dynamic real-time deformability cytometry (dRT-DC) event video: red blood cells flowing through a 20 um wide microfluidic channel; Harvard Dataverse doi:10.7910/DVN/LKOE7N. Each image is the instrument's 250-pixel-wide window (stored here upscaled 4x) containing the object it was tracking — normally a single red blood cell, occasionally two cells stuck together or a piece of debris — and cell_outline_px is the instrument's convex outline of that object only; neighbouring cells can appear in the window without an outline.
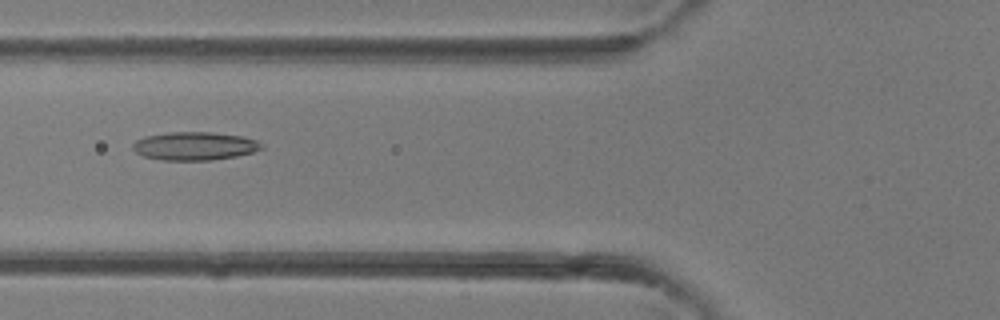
{"species": "common noctule bat (a hibernating species)", "species_latin": "Nyctalus noctula", "temperature_condition": "room temperature", "stored_images_in_passage": 40, "camera_frame_rate_fps": 3000, "um_per_image_px": 0.085, "animal": {"sex": "female"}, "frame": {"image": 1, "passage_image": 16, "time_ms": 5.0, "image_size_px": [1000, 320], "cell_outline_px": [[264, 148], [252, 152], [236, 156], [212, 160], [164, 160], [144, 156], [136, 152], [132, 148], [132, 144], [136, 140], [144, 136], [172, 132], [212, 132], [244, 136], [256, 140], [264, 144]], "centroid_in_image_um": [16.57, 12.4], "position_along_channel_um": 109.2, "area_um2": 21.27}}
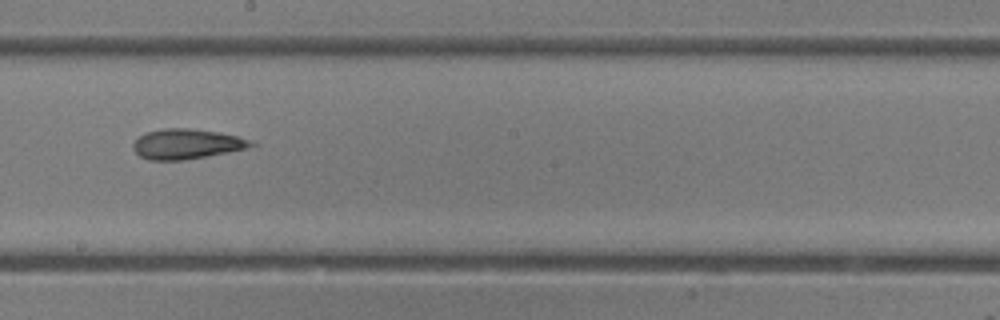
{"frame": {"image": 2, "passage_image": 23, "time_ms": 7.333, "image_size_px": [1000, 320], "cell_outline_px": [[260, 144], [228, 152], [184, 160], [148, 160], [140, 156], [132, 148], [132, 144], [144, 132], [164, 128], [188, 128], [220, 132], [236, 136]], "centroid_in_image_um": [15.83, 12.23], "position_along_channel_um": 232.4, "area_um2": 20.58}}
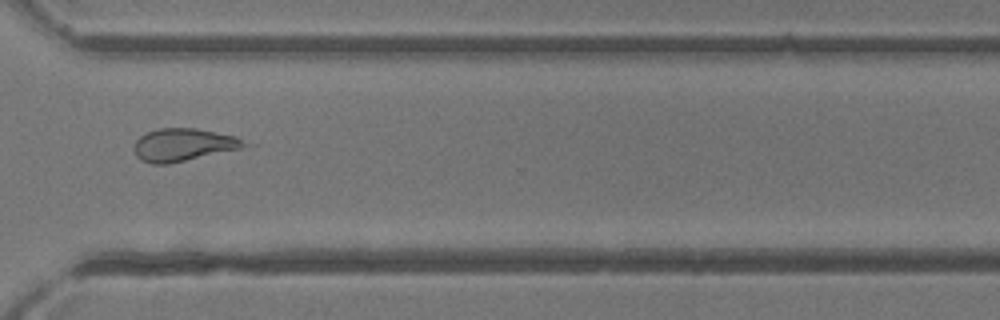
{"frame": {"image": 3, "passage_image": 30, "time_ms": 9.667, "image_size_px": [1000, 320], "cell_outline_px": [[256, 144], [240, 148], [168, 164], [152, 164], [140, 160], [136, 156], [132, 148], [136, 140], [140, 136], [148, 132], [160, 128], [196, 128], [236, 136]], "centroid_in_image_um": [15.6, 12.3], "position_along_channel_um": 355.0, "area_um2": 21.15}}